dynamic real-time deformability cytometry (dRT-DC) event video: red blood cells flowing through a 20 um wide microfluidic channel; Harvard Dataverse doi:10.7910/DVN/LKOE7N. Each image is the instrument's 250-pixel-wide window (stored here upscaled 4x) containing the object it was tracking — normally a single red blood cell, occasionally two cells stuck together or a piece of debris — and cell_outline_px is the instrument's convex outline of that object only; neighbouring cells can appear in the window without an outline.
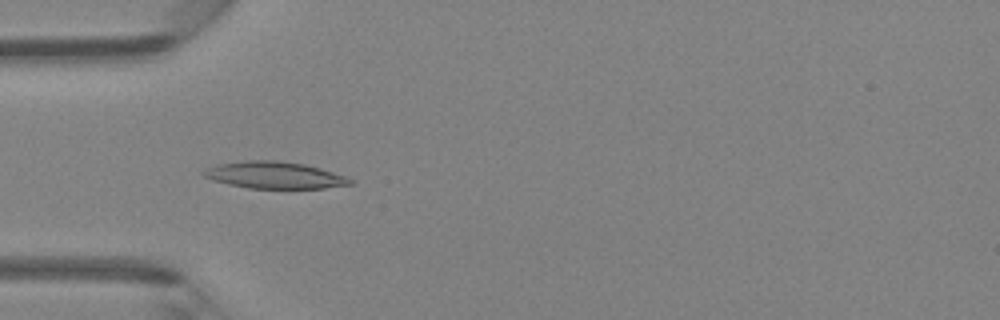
{"species": "Egyptian fruit bat (a non-hibernating species)", "species_latin": "Rousettus aegyptiacus", "temperature_condition": "room temperature", "stored_images_in_passage": 41, "camera_frame_rate_fps": 3000, "um_per_image_px": 0.085, "animal": {"sex": "female"}, "frame": {"image": 1, "passage_image": 8, "time_ms": 2.333, "image_size_px": [1000, 320], "cell_outline_px": [[352, 184], [324, 188], [248, 188], [228, 184], [212, 180], [204, 176], [200, 172], [216, 164], [244, 160], [276, 160], [304, 164], [320, 168], [344, 176], [352, 180]], "centroid_in_image_um": [23.28, 14.88], "position_along_channel_um": 61.7, "area_um2": 22.83}}
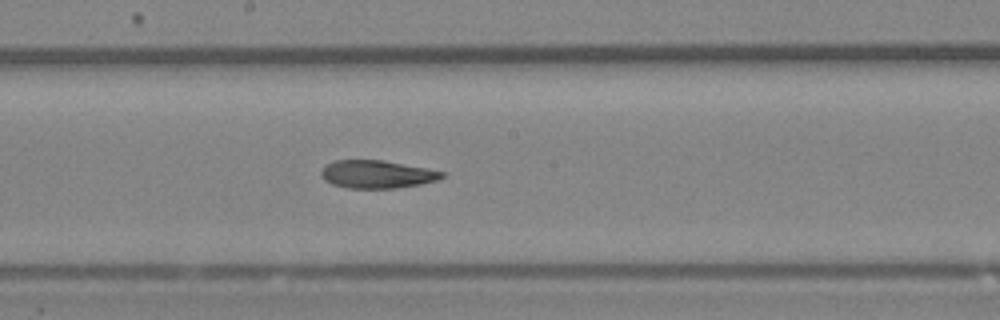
{"frame": {"image": 2, "passage_image": 19, "time_ms": 6.0, "image_size_px": [1000, 320], "cell_outline_px": [[444, 176], [436, 180], [420, 184], [396, 188], [348, 188], [332, 184], [324, 180], [320, 176], [320, 172], [328, 164], [336, 160], [384, 160], [428, 168], [444, 172]], "centroid_in_image_um": [32.04, 14.81], "position_along_channel_um": 216.2, "area_um2": 19.59}}
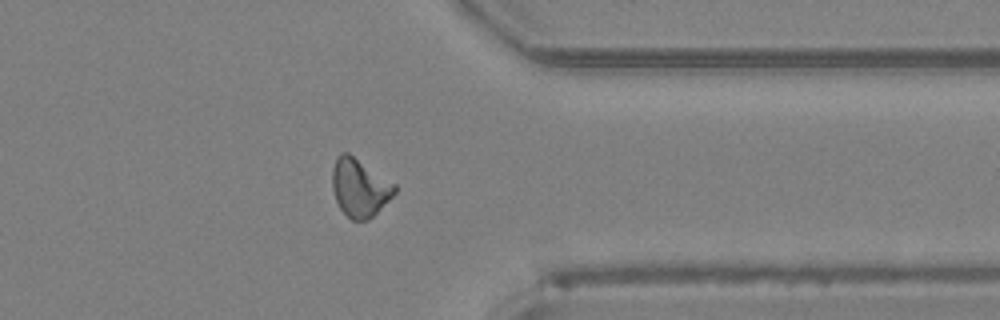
{"frame": {"image": 3, "passage_image": 31, "time_ms": 10.0, "image_size_px": [1000, 320], "cell_outline_px": [[396, 192], [368, 220], [352, 220], [340, 208], [336, 200], [332, 188], [332, 168], [336, 156], [340, 152], [348, 152], [396, 184]], "centroid_in_image_um": [30.55, 15.92], "position_along_channel_um": 380.9, "area_um2": 20.98}, "authors_computed_cell_mechanics": {"area_um2": 20.4034, "velocity_mm_per_s": 4.2783, "shape_relaxation_time_tau1_ms": null, "shape_relaxation_time_tau2_ms": 7.6565, "deformation_change_tau1": null, "deformation_change_tau2": 0.1621}}